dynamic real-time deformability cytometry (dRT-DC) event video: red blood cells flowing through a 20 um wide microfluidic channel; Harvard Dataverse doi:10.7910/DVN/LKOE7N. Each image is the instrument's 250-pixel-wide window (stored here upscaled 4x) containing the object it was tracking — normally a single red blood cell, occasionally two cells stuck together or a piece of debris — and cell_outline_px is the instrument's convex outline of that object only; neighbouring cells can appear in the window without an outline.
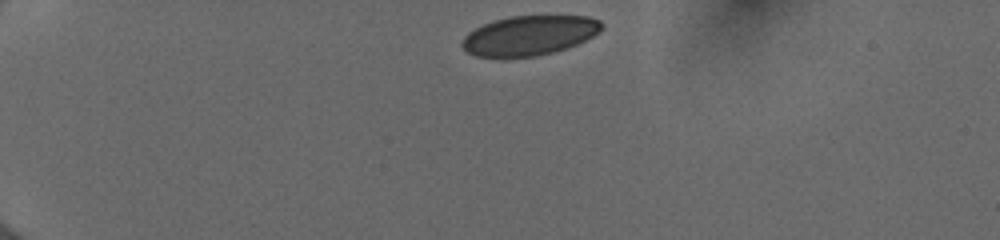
{"species": "human", "species_latin": "Homo sapiens", "temperature_condition": "cold", "stored_images_in_passage": 41, "camera_frame_rate_fps": 3000, "um_per_image_px": 0.085, "donor": {"sex": "female"}, "frame": {"image": 1, "passage_image": 1, "time_ms": 0.0, "image_size_px": [1000, 240], "cell_outline_px": [[604, 28], [600, 32], [568, 48], [536, 56], [476, 56], [468, 52], [460, 44], [464, 36], [468, 32], [484, 24], [496, 20], [512, 16], [588, 16], [600, 20]], "centroid_in_image_um": [45.02, 3.0], "position_along_channel_um": 40.0, "area_um2": 31.91}}
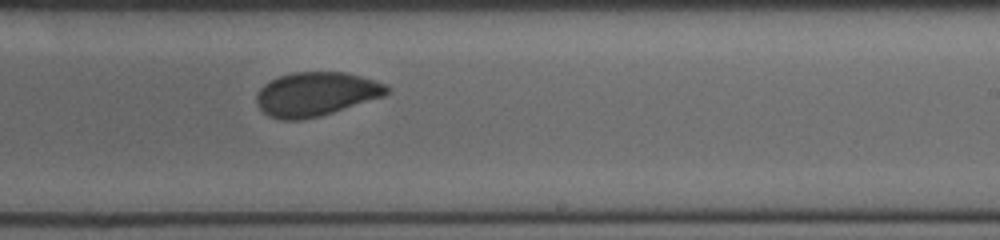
{"frame": {"image": 2, "passage_image": 23, "time_ms": 7.333, "image_size_px": [1000, 240], "cell_outline_px": [[392, 88], [384, 96], [320, 116], [300, 120], [280, 120], [268, 116], [256, 104], [256, 96], [260, 88], [264, 84], [280, 76], [292, 72], [344, 72], [376, 80], [388, 84]], "centroid_in_image_um": [26.87, 8.0], "position_along_channel_um": 262.1, "area_um2": 33.47}}
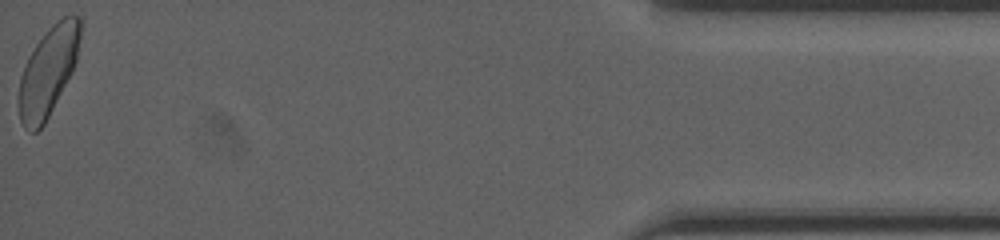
{"frame": {"image": 3, "passage_image": 41, "time_ms": 13.333, "image_size_px": [1000, 240], "cell_outline_px": [[84, 20], [76, 60], [72, 72], [44, 124], [36, 132], [32, 132], [24, 128], [20, 120], [20, 76], [28, 56], [44, 32], [56, 20], [72, 12], [80, 16]], "centroid_in_image_um": [4.14, 5.96], "position_along_channel_um": 431.1, "area_um2": 32.02}, "authors_computed_cell_mechanics": {"area_um2": 33.4662, "velocity_mm_per_s": 3.9908, "shape_relaxation_time_tau1_ms": null, "shape_relaxation_time_tau2_ms": 0.7858, "deformation_change_tau1": null, "deformation_change_tau2": 0.0553}}